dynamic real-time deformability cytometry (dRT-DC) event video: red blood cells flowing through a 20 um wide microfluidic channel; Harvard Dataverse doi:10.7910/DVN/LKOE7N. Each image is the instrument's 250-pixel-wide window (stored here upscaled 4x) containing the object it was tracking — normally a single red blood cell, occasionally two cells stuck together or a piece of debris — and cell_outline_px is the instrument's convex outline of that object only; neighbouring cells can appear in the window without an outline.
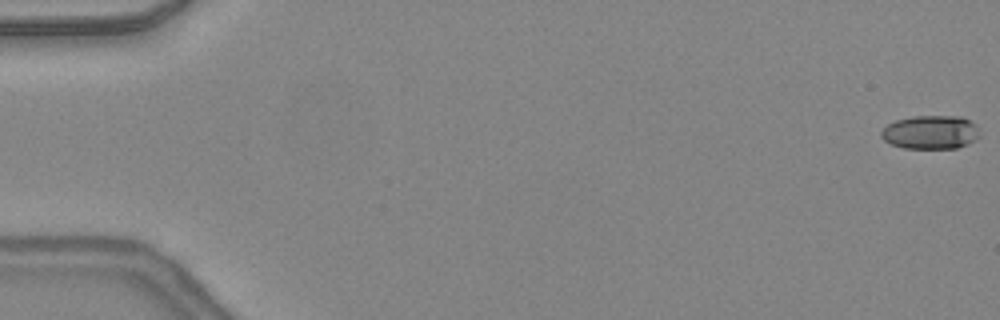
{"species": "common noctule bat (a hibernating species)", "species_latin": "Nyctalus noctula", "temperature_condition": "warm", "stored_images_in_passage": 45, "camera_frame_rate_fps": 3000, "um_per_image_px": 0.085, "animal": {"sex": "female", "body_mass_g": 24.6, "forearm_length_mm": 56.2}, "frame": {"image": 1, "passage_image": 1, "time_ms": 0.0, "image_size_px": [1000, 320], "cell_outline_px": [[980, 136], [976, 140], [968, 144], [956, 148], [904, 148], [892, 144], [884, 140], [880, 136], [880, 132], [888, 124], [896, 120], [912, 116], [960, 116], [976, 124]], "centroid_in_image_um": [79.11, 11.24], "position_along_channel_um": 5.9, "area_um2": 19.36}}
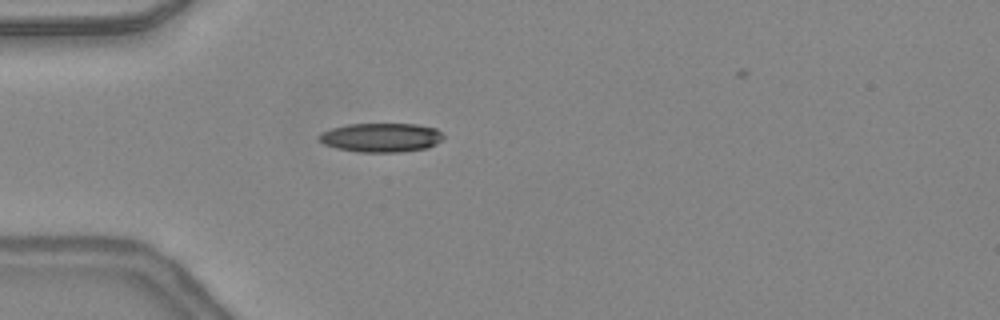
{"frame": {"image": 2, "passage_image": 15, "time_ms": 4.667, "image_size_px": [1000, 320], "cell_outline_px": [[444, 140], [428, 148], [400, 152], [360, 152], [336, 148], [324, 144], [316, 140], [316, 136], [320, 132], [332, 128], [348, 124], [416, 124], [436, 128], [444, 136]], "centroid_in_image_um": [32.38, 11.69], "position_along_channel_um": 52.6, "area_um2": 21.33}}
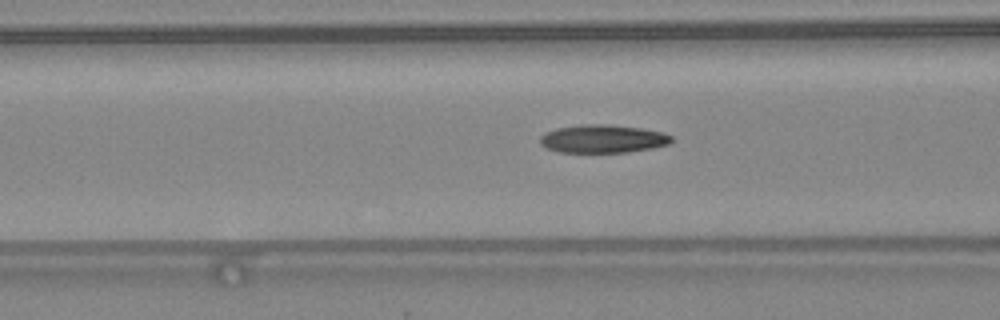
{"frame": {"image": 3, "passage_image": 20, "time_ms": 6.333, "image_size_px": [1000, 320], "cell_outline_px": [[672, 140], [668, 144], [652, 148], [628, 152], [556, 152], [540, 144], [540, 136], [544, 132], [556, 128], [580, 124], [608, 124], [640, 128], [660, 132], [672, 136]], "centroid_in_image_um": [51.19, 11.79], "position_along_channel_um": 115.4, "area_um2": 21.56}}